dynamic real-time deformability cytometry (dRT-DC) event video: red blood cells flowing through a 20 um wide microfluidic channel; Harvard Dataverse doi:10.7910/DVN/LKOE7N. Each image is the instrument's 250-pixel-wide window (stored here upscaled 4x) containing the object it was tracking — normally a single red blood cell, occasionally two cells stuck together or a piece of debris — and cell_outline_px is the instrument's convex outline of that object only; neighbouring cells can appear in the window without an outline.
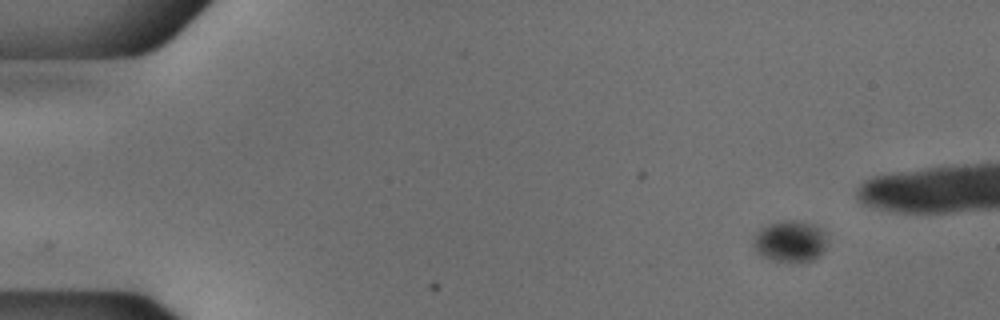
{"species": "common noctule bat (a hibernating species)", "species_latin": "Nyctalus noctula", "temperature_condition": "cold", "stored_images_in_passage": 51, "camera_frame_rate_fps": 3000, "um_per_image_px": 0.085, "animal": {"sex": "male", "body_mass_g": 18.8}, "frame": {"image": 1, "passage_image": 1, "time_ms": 0.0, "image_size_px": [1000, 320], "cell_outline_px": [[828, 240], [820, 256], [812, 260], [776, 260], [764, 256], [756, 248], [752, 240], [760, 228], [784, 220], [796, 220], [812, 224], [820, 228], [824, 232]], "centroid_in_image_um": [67.21, 20.47], "position_along_channel_um": 17.8, "area_um2": 17.22}}
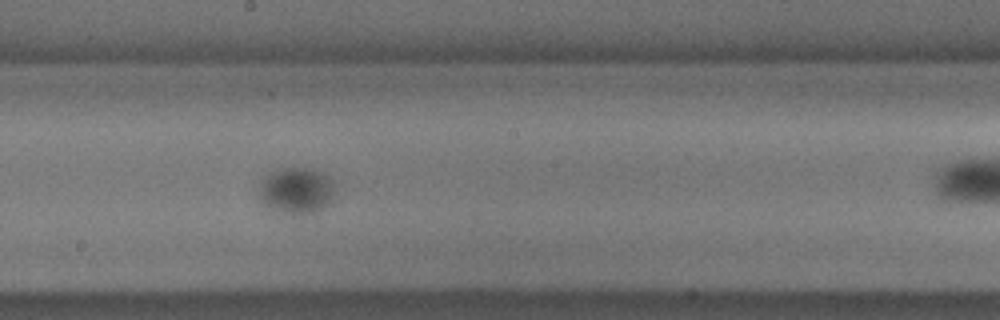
{"frame": {"image": 2, "passage_image": 26, "time_ms": 8.333, "image_size_px": [1000, 320], "cell_outline_px": [[332, 200], [328, 204], [312, 212], [288, 212], [272, 208], [264, 204], [260, 200], [260, 184], [264, 176], [268, 172], [276, 168], [312, 168], [328, 176], [332, 180]], "centroid_in_image_um": [25.16, 16.13], "position_along_channel_um": 223.0, "area_um2": 19.88}}
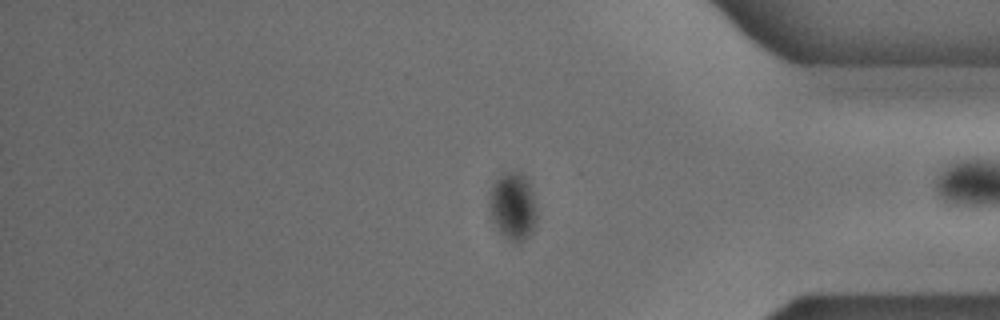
{"frame": {"image": 3, "passage_image": 41, "time_ms": 13.333, "image_size_px": [1000, 320], "cell_outline_px": [[536, 224], [532, 232], [528, 236], [520, 240], [508, 240], [500, 232], [492, 216], [488, 200], [488, 196], [496, 180], [504, 172], [520, 172], [528, 180], [536, 200]], "centroid_in_image_um": [43.63, 17.5], "position_along_channel_um": 391.6, "area_um2": 18.44}}